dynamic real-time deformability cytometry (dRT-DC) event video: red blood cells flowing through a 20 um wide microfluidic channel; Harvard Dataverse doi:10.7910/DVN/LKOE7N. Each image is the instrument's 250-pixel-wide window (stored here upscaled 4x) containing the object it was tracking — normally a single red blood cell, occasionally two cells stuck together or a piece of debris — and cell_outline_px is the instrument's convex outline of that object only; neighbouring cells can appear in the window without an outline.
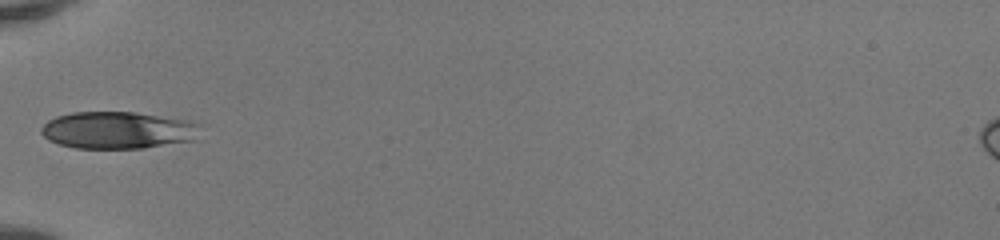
{"species": "human", "species_latin": "Homo sapiens", "temperature_condition": "room temperature", "stored_images_in_passage": 32, "camera_frame_rate_fps": 3000, "um_per_image_px": 0.085, "donor": {"sex": "female"}, "frame": {"image": 1, "passage_image": 1, "time_ms": 0.0, "image_size_px": [1000, 240], "cell_outline_px": [[200, 124], [196, 140], [144, 148], [76, 148], [60, 144], [48, 140], [40, 132], [40, 128], [48, 120], [56, 116], [72, 112], [136, 112], [188, 120]], "centroid_in_image_um": [10.02, 11.06], "position_along_channel_um": 75.0, "area_um2": 34.56}}
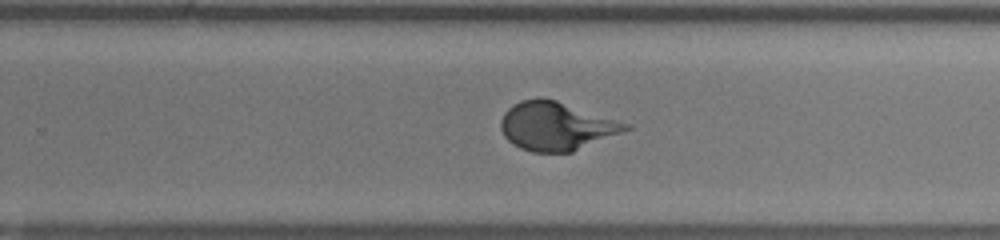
{"frame": {"image": 2, "passage_image": 16, "time_ms": 5.0, "image_size_px": [1000, 240], "cell_outline_px": [[632, 128], [572, 152], [532, 152], [520, 148], [512, 144], [504, 136], [500, 128], [500, 120], [504, 112], [512, 104], [520, 100], [540, 96], [556, 100], [632, 124]], "centroid_in_image_um": [47.26, 10.7], "position_along_channel_um": 282.5, "area_um2": 35.49}}
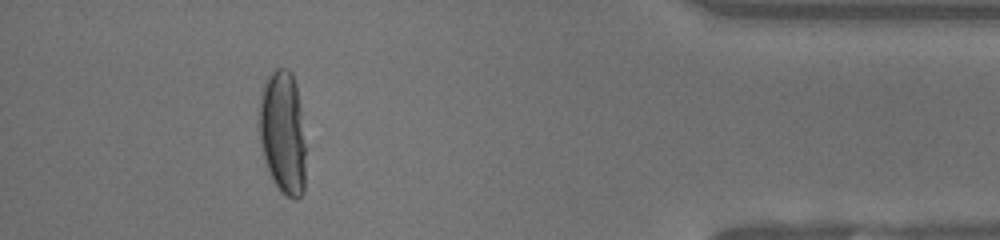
{"frame": {"image": 3, "passage_image": 28, "time_ms": 9.0, "image_size_px": [1000, 240], "cell_outline_px": [[304, 192], [296, 200], [288, 196], [272, 180], [264, 160], [260, 144], [260, 92], [264, 80], [272, 68], [288, 68], [292, 72], [296, 84], [300, 108], [304, 144]], "centroid_in_image_um": [24.01, 11.2], "position_along_channel_um": 411.2, "area_um2": 33.41}, "authors_computed_cell_mechanics": {"area_um2": 34.7378, "velocity_mm_per_s": 4.161, "shape_relaxation_time_tau1_ms": 3.6272, "shape_relaxation_time_tau2_ms": null, "deformation_change_tau1": 0.207, "deformation_change_tau2": null}}